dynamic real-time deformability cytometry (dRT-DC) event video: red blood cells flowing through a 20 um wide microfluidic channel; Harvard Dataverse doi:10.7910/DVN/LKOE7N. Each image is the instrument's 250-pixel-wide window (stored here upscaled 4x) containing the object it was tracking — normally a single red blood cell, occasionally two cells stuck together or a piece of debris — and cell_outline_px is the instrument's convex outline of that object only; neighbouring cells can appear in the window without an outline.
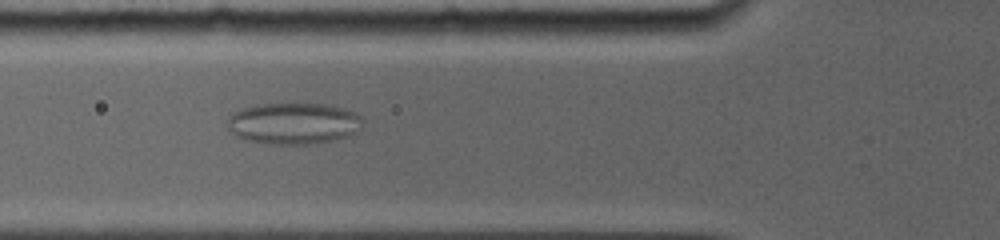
{"species": "common noctule bat (a hibernating species)", "species_latin": "Nyctalus noctula", "temperature_condition": "room temperature", "stored_images_in_passage": 55, "camera_frame_rate_fps": 5000, "um_per_image_px": 0.085, "animal": {"sex": "female", "body_mass_g": 19.0, "forearm_length_mm": 56.7}, "frame": {"image": 1, "passage_image": 13, "time_ms": 3.4, "image_size_px": [1000, 240], "cell_outline_px": [[364, 120], [360, 128], [344, 136], [332, 140], [308, 144], [280, 144], [248, 140], [236, 136], [228, 128], [228, 116], [244, 108], [256, 104], [324, 104], [344, 108], [356, 112], [364, 116]], "centroid_in_image_um": [24.97, 10.47], "position_along_channel_um": 100.8, "area_um2": 32.31}}
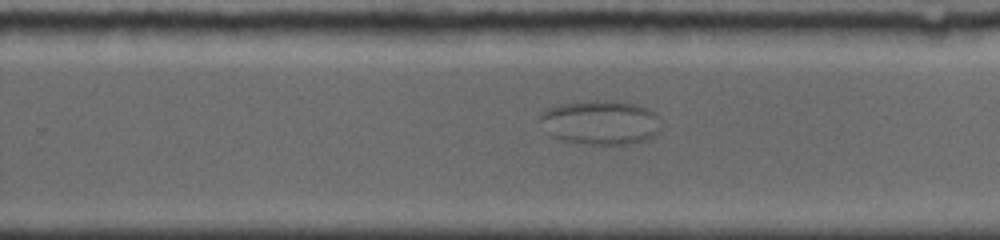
{"frame": {"image": 2, "passage_image": 35, "time_ms": 8.6, "image_size_px": [1000, 240], "cell_outline_px": [[660, 132], [644, 140], [628, 144], [592, 144], [568, 140], [552, 136], [540, 120], [540, 112], [548, 108], [560, 104], [592, 100], [604, 100], [636, 104], [648, 108], [656, 112], [660, 116]], "centroid_in_image_um": [51.1, 10.38], "position_along_channel_um": 278.7, "area_um2": 31.04}}
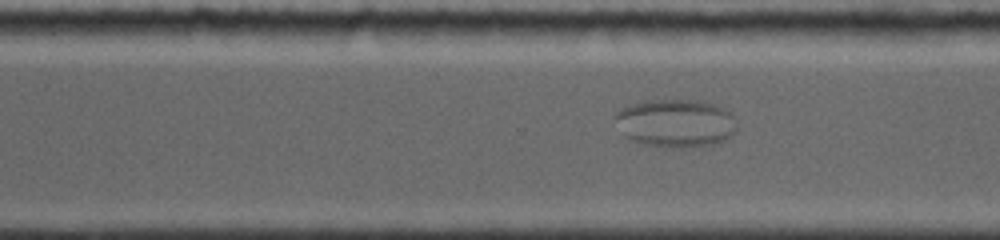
{"frame": {"image": 3, "passage_image": 39, "time_ms": 9.6, "image_size_px": [1000, 240], "cell_outline_px": [[736, 128], [728, 136], [720, 140], [704, 144], [652, 144], [636, 140], [624, 136], [612, 116], [620, 108], [632, 104], [656, 100], [696, 100], [712, 104], [724, 108], [736, 120]], "centroid_in_image_um": [57.37, 10.38], "position_along_channel_um": 313.2, "area_um2": 32.31}}